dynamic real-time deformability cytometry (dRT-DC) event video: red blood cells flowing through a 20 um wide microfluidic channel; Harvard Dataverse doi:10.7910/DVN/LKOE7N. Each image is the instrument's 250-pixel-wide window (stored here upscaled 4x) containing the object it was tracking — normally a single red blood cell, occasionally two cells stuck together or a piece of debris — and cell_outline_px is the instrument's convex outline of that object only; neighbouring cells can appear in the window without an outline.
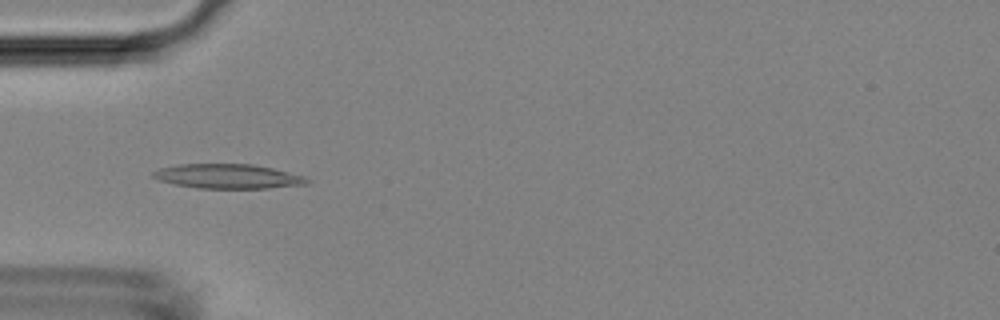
{"species": "Egyptian fruit bat (a non-hibernating species)", "species_latin": "Rousettus aegyptiacus", "temperature_condition": "room temperature", "stored_images_in_passage": 5, "camera_frame_rate_fps": 3000, "um_per_image_px": 0.085, "animal": {"sex": "female"}, "frame": {"image": 1, "passage_image": 5, "time_ms": 4.667, "image_size_px": [1000, 320], "cell_outline_px": [[312, 180], [308, 184], [268, 188], [200, 188], [176, 184], [156, 180], [152, 176], [152, 172], [160, 168], [176, 164], [252, 164], [272, 168], [304, 176]], "centroid_in_image_um": [19.37, 14.98], "position_along_channel_um": 65.6, "area_um2": 21.96}}